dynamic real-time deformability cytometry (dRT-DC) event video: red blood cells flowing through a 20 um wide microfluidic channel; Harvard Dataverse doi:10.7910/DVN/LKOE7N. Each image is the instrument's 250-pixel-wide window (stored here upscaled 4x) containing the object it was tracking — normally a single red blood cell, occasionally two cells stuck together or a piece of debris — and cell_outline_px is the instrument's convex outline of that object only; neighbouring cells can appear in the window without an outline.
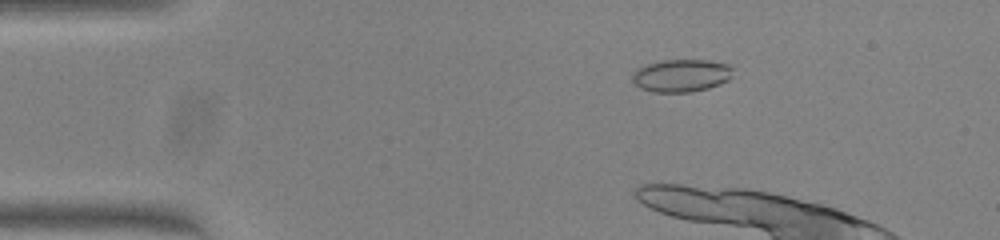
{"species": "common noctule bat (a hibernating species)", "species_latin": "Nyctalus noctula", "temperature_condition": "warm", "stored_images_in_passage": 13, "camera_frame_rate_fps": 3000, "um_per_image_px": 0.085, "animal": {"sex": "female", "body_mass_g": 23.0, "forearm_length_mm": 53.4}, "frame": {"image": 1, "passage_image": 8, "time_ms": 2.333, "image_size_px": [1000, 240], "cell_outline_px": [[732, 76], [728, 80], [720, 84], [708, 88], [692, 92], [652, 92], [640, 88], [632, 80], [632, 72], [648, 64], [660, 60], [708, 60], [728, 64], [732, 68]], "centroid_in_image_um": [57.92, 6.42], "position_along_channel_um": 27.1, "area_um2": 19.19}}